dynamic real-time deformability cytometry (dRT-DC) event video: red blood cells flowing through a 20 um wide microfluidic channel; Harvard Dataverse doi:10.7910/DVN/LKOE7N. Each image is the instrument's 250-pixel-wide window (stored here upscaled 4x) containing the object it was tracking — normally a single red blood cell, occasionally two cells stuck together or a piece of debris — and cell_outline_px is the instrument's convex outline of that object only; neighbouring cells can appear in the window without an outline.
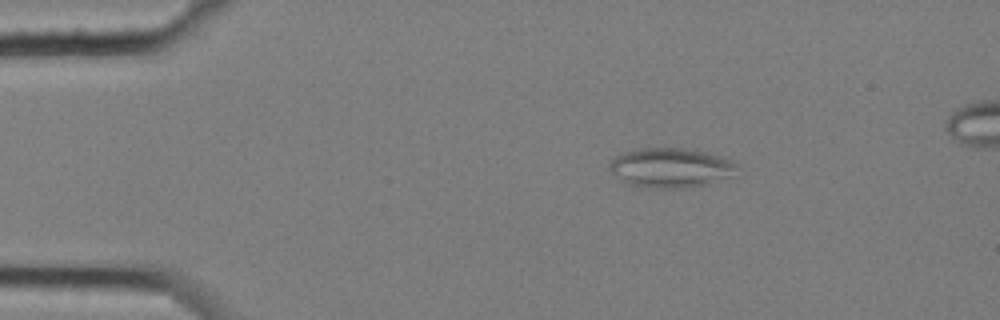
{"species": "common noctule bat (a hibernating species)", "species_latin": "Nyctalus noctula", "temperature_condition": "cold", "stored_images_in_passage": 3, "camera_frame_rate_fps": 3000, "um_per_image_px": 0.085, "animal": {"sex": "female", "body_mass_g": 25.1}, "frame": {"image": 1, "passage_image": 1, "time_ms": 0.0, "image_size_px": [1000, 320], "cell_outline_px": [[740, 168], [728, 176], [708, 184], [680, 188], [644, 188], [624, 184], [608, 168], [608, 164], [620, 152], [636, 148], [684, 148], [708, 152], [732, 160]], "centroid_in_image_um": [56.95, 14.25], "position_along_channel_um": 28.1, "area_um2": 29.77}}